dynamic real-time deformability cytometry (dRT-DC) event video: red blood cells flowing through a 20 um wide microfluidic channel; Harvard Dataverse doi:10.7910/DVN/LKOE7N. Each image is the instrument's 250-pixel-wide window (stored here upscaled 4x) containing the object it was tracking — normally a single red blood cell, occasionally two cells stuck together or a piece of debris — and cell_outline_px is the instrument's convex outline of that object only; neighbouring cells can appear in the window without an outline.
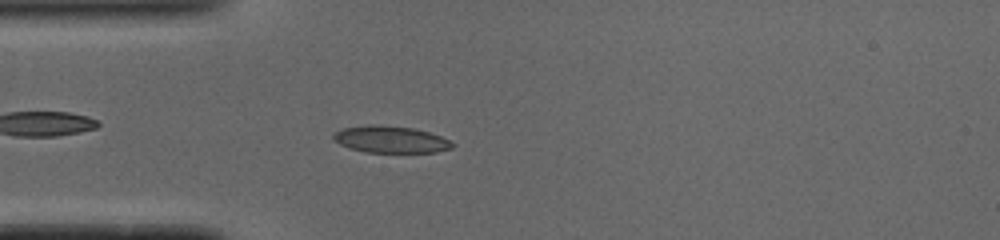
{"species": "common noctule bat (a hibernating species)", "species_latin": "Nyctalus noctula", "temperature_condition": "cold", "stored_images_in_passage": 45, "camera_frame_rate_fps": 3000, "um_per_image_px": 0.085, "animal": {"sex": "male", "body_mass_g": 19.0, "forearm_length_mm": 50.8}, "frame": {"image": 1, "passage_image": 8, "time_ms": 2.333, "image_size_px": [1000, 240], "cell_outline_px": [[456, 144], [452, 148], [436, 152], [364, 152], [348, 148], [340, 144], [332, 136], [336, 132], [344, 128], [368, 124], [376, 124], [412, 128], [428, 132], [440, 136]], "centroid_in_image_um": [33.2, 11.85], "position_along_channel_um": 51.8, "area_um2": 18.5}}
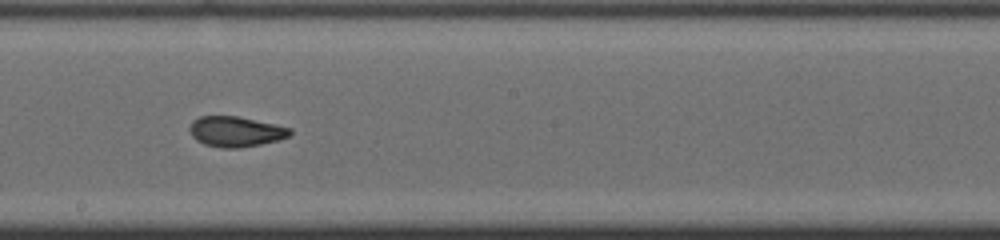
{"frame": {"image": 2, "passage_image": 22, "time_ms": 7.0, "image_size_px": [1000, 240], "cell_outline_px": [[292, 132], [288, 136], [280, 140], [240, 148], [220, 148], [204, 144], [196, 140], [192, 136], [188, 128], [192, 120], [200, 116], [236, 116], [276, 124], [292, 128]], "centroid_in_image_um": [20.02, 11.18], "position_along_channel_um": 228.2, "area_um2": 17.92}}
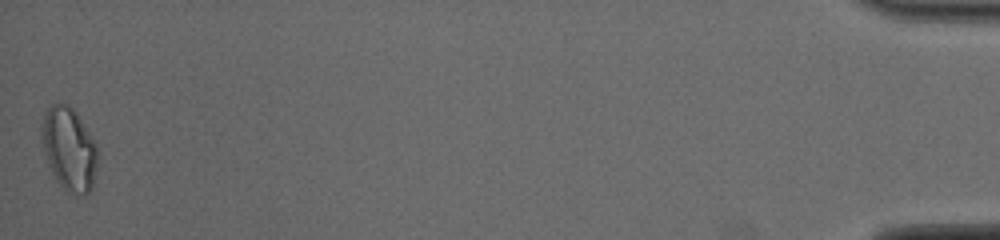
{"frame": {"image": 3, "passage_image": 45, "time_ms": 14.667, "image_size_px": [1000, 240], "cell_outline_px": [[96, 168], [92, 188], [84, 196], [80, 196], [64, 188], [56, 180], [52, 172], [44, 152], [40, 136], [40, 124], [48, 108], [52, 104], [64, 104], [72, 108], [88, 132], [96, 148]], "centroid_in_image_um": [5.83, 12.68], "position_along_channel_um": 429.4, "area_um2": 26.47}, "authors_computed_cell_mechanics": {"area_um2": 18.0914, "velocity_mm_per_s": 3.9072, "shape_relaxation_time_tau1_ms": null, "shape_relaxation_time_tau2_ms": 1.1947, "deformation_change_tau1": null, "deformation_change_tau2": 0.0658}}